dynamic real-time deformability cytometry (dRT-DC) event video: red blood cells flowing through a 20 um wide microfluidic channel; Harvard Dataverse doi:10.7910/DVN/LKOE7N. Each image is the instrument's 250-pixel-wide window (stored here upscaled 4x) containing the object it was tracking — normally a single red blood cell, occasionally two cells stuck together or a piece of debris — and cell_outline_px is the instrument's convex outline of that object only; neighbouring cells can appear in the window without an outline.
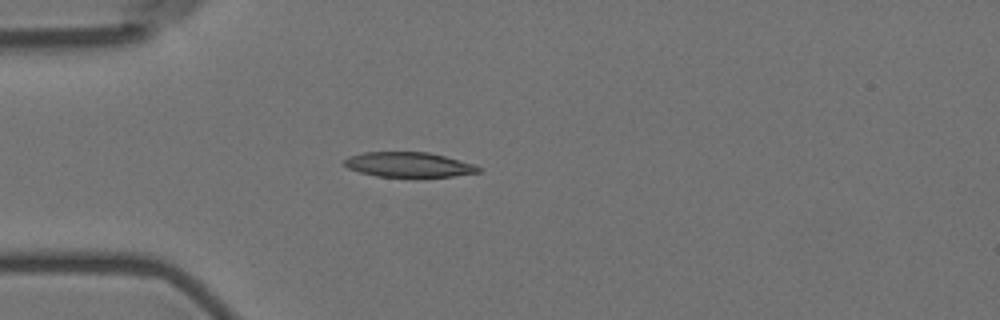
{"species": "Egyptian fruit bat (a non-hibernating species)", "species_latin": "Rousettus aegyptiacus", "temperature_condition": "room temperature", "stored_images_in_passage": 5, "camera_frame_rate_fps": 3000, "um_per_image_px": 0.085, "animal": {"sex": "female"}, "frame": {"image": 1, "passage_image": 4, "time_ms": 3.333, "image_size_px": [1000, 320], "cell_outline_px": [[480, 172], [452, 176], [376, 176], [360, 172], [348, 168], [344, 164], [344, 160], [348, 156], [364, 152], [428, 152], [444, 156], [472, 164], [480, 168]], "centroid_in_image_um": [34.69, 13.98], "position_along_channel_um": 50.3, "area_um2": 19.07}}